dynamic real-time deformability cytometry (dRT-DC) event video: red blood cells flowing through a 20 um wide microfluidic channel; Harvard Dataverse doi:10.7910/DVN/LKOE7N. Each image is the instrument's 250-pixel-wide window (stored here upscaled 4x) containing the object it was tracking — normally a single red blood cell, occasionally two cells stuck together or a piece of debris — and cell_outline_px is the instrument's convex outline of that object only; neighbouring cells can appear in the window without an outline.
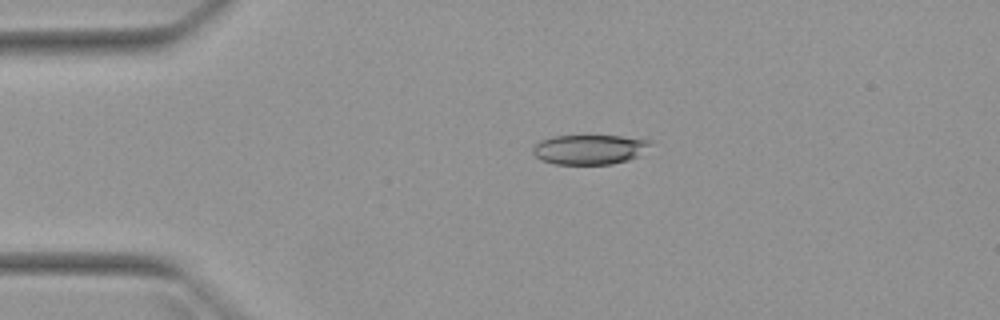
{"species": "Egyptian fruit bat (a non-hibernating species)", "species_latin": "Rousettus aegyptiacus", "temperature_condition": "warm", "stored_images_in_passage": 2, "camera_frame_rate_fps": 3000, "um_per_image_px": 0.085, "animal": {"sex": "female"}, "frame": {"image": 1, "passage_image": 1, "time_ms": 0.0, "image_size_px": [1000, 320], "cell_outline_px": [[656, 144], [636, 156], [628, 160], [612, 164], [556, 164], [540, 160], [532, 152], [532, 148], [540, 140], [552, 136], [620, 136], [652, 140]], "centroid_in_image_um": [50.13, 12.7], "position_along_channel_um": 34.9, "area_um2": 20.52}}